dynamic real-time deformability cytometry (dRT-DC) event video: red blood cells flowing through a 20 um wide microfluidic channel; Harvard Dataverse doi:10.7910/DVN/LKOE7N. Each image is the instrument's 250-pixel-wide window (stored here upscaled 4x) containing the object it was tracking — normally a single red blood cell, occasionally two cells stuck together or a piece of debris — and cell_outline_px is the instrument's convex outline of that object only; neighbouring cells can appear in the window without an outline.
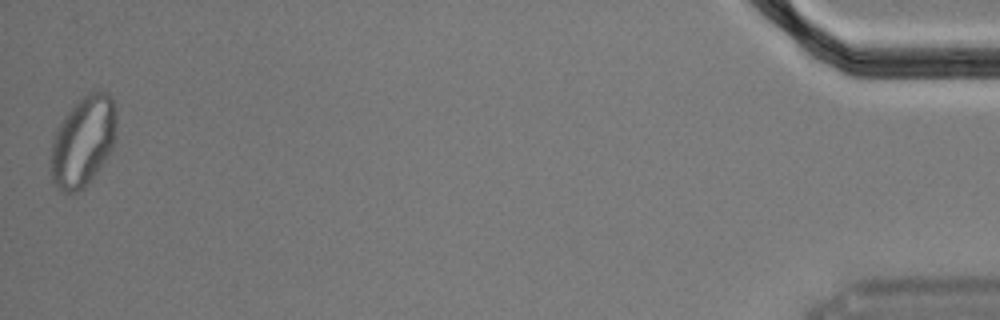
{"species": "Egyptian fruit bat (a non-hibernating species)", "species_latin": "Rousettus aegyptiacus", "temperature_condition": "cold", "stored_images_in_passage": 16, "segment_of_instrument_passage": [2, 2], "camera_frame_rate_fps": 3000, "um_per_image_px": 0.085, "animal": {"sex": "male"}, "frame": {"image": 1, "passage_image": 16, "time_ms": 5.0, "image_size_px": [1000, 320], "cell_outline_px": [[116, 140], [112, 152], [100, 168], [84, 188], [76, 192], [64, 192], [56, 188], [52, 184], [52, 140], [56, 128], [64, 116], [88, 92], [100, 88], [108, 92], [116, 104]], "centroid_in_image_um": [7.11, 11.99], "position_along_channel_um": 428.1, "area_um2": 35.03}}